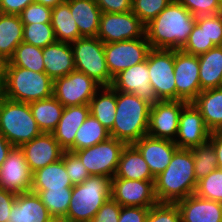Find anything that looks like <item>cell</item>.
Masks as SVG:
<instances>
[{"mask_svg":"<svg viewBox=\"0 0 222 222\" xmlns=\"http://www.w3.org/2000/svg\"><path fill=\"white\" fill-rule=\"evenodd\" d=\"M182 222H222V203L195 194L176 202Z\"/></svg>","mask_w":222,"mask_h":222,"instance_id":"44dd1931","label":"cell"},{"mask_svg":"<svg viewBox=\"0 0 222 222\" xmlns=\"http://www.w3.org/2000/svg\"><path fill=\"white\" fill-rule=\"evenodd\" d=\"M44 72L52 79L64 77L75 70L70 43L56 41L43 48Z\"/></svg>","mask_w":222,"mask_h":222,"instance_id":"603a6c76","label":"cell"},{"mask_svg":"<svg viewBox=\"0 0 222 222\" xmlns=\"http://www.w3.org/2000/svg\"><path fill=\"white\" fill-rule=\"evenodd\" d=\"M133 145L148 164L153 177L161 174L169 165L178 146L174 141L143 136Z\"/></svg>","mask_w":222,"mask_h":222,"instance_id":"ffe728a7","label":"cell"},{"mask_svg":"<svg viewBox=\"0 0 222 222\" xmlns=\"http://www.w3.org/2000/svg\"><path fill=\"white\" fill-rule=\"evenodd\" d=\"M112 178L90 175L72 188L67 218L70 222H90L101 206L111 198Z\"/></svg>","mask_w":222,"mask_h":222,"instance_id":"5b68a950","label":"cell"},{"mask_svg":"<svg viewBox=\"0 0 222 222\" xmlns=\"http://www.w3.org/2000/svg\"><path fill=\"white\" fill-rule=\"evenodd\" d=\"M101 12L125 13L132 10V0H95Z\"/></svg>","mask_w":222,"mask_h":222,"instance_id":"681fc988","label":"cell"},{"mask_svg":"<svg viewBox=\"0 0 222 222\" xmlns=\"http://www.w3.org/2000/svg\"><path fill=\"white\" fill-rule=\"evenodd\" d=\"M194 159V172L196 180L206 177L218 169L217 156L210 141L191 148Z\"/></svg>","mask_w":222,"mask_h":222,"instance_id":"8d00e7d4","label":"cell"},{"mask_svg":"<svg viewBox=\"0 0 222 222\" xmlns=\"http://www.w3.org/2000/svg\"><path fill=\"white\" fill-rule=\"evenodd\" d=\"M63 158L33 172L31 190L73 188Z\"/></svg>","mask_w":222,"mask_h":222,"instance_id":"f546056e","label":"cell"},{"mask_svg":"<svg viewBox=\"0 0 222 222\" xmlns=\"http://www.w3.org/2000/svg\"><path fill=\"white\" fill-rule=\"evenodd\" d=\"M151 105L132 93L116 91V115L110 137L133 144L147 135Z\"/></svg>","mask_w":222,"mask_h":222,"instance_id":"3957f363","label":"cell"},{"mask_svg":"<svg viewBox=\"0 0 222 222\" xmlns=\"http://www.w3.org/2000/svg\"><path fill=\"white\" fill-rule=\"evenodd\" d=\"M89 114V104L64 107L61 119L52 134L65 151L74 144L76 132Z\"/></svg>","mask_w":222,"mask_h":222,"instance_id":"cb8c5ba5","label":"cell"},{"mask_svg":"<svg viewBox=\"0 0 222 222\" xmlns=\"http://www.w3.org/2000/svg\"><path fill=\"white\" fill-rule=\"evenodd\" d=\"M52 8L33 2L29 4L19 17L23 24L51 23Z\"/></svg>","mask_w":222,"mask_h":222,"instance_id":"f6af8a7d","label":"cell"},{"mask_svg":"<svg viewBox=\"0 0 222 222\" xmlns=\"http://www.w3.org/2000/svg\"><path fill=\"white\" fill-rule=\"evenodd\" d=\"M111 198L120 206L150 208L158 203L154 181L112 178Z\"/></svg>","mask_w":222,"mask_h":222,"instance_id":"2e32d148","label":"cell"},{"mask_svg":"<svg viewBox=\"0 0 222 222\" xmlns=\"http://www.w3.org/2000/svg\"><path fill=\"white\" fill-rule=\"evenodd\" d=\"M144 36L145 24L132 10L125 13H101L97 38L104 44L137 39Z\"/></svg>","mask_w":222,"mask_h":222,"instance_id":"7c38bea8","label":"cell"},{"mask_svg":"<svg viewBox=\"0 0 222 222\" xmlns=\"http://www.w3.org/2000/svg\"><path fill=\"white\" fill-rule=\"evenodd\" d=\"M188 102L183 100L158 101L151 106L147 135L153 138L175 141L179 116Z\"/></svg>","mask_w":222,"mask_h":222,"instance_id":"4fadbf2b","label":"cell"},{"mask_svg":"<svg viewBox=\"0 0 222 222\" xmlns=\"http://www.w3.org/2000/svg\"><path fill=\"white\" fill-rule=\"evenodd\" d=\"M20 148L32 173L59 161L65 151L52 133H42Z\"/></svg>","mask_w":222,"mask_h":222,"instance_id":"d6986e66","label":"cell"},{"mask_svg":"<svg viewBox=\"0 0 222 222\" xmlns=\"http://www.w3.org/2000/svg\"><path fill=\"white\" fill-rule=\"evenodd\" d=\"M89 107L90 114L110 131L116 115V90L112 86H101L90 100Z\"/></svg>","mask_w":222,"mask_h":222,"instance_id":"4dcf8cb0","label":"cell"},{"mask_svg":"<svg viewBox=\"0 0 222 222\" xmlns=\"http://www.w3.org/2000/svg\"><path fill=\"white\" fill-rule=\"evenodd\" d=\"M49 222H70L65 217H52Z\"/></svg>","mask_w":222,"mask_h":222,"instance_id":"9f6ffc18","label":"cell"},{"mask_svg":"<svg viewBox=\"0 0 222 222\" xmlns=\"http://www.w3.org/2000/svg\"><path fill=\"white\" fill-rule=\"evenodd\" d=\"M8 222H49L52 216L34 192L18 194L8 215Z\"/></svg>","mask_w":222,"mask_h":222,"instance_id":"7402d4cb","label":"cell"},{"mask_svg":"<svg viewBox=\"0 0 222 222\" xmlns=\"http://www.w3.org/2000/svg\"><path fill=\"white\" fill-rule=\"evenodd\" d=\"M2 80H3V79H0V99H1L2 96H3Z\"/></svg>","mask_w":222,"mask_h":222,"instance_id":"680465c9","label":"cell"},{"mask_svg":"<svg viewBox=\"0 0 222 222\" xmlns=\"http://www.w3.org/2000/svg\"><path fill=\"white\" fill-rule=\"evenodd\" d=\"M0 134L14 147H20L42 134L29 103L0 99Z\"/></svg>","mask_w":222,"mask_h":222,"instance_id":"8992f818","label":"cell"},{"mask_svg":"<svg viewBox=\"0 0 222 222\" xmlns=\"http://www.w3.org/2000/svg\"><path fill=\"white\" fill-rule=\"evenodd\" d=\"M192 103L211 132L222 128V87L201 91Z\"/></svg>","mask_w":222,"mask_h":222,"instance_id":"484cf974","label":"cell"},{"mask_svg":"<svg viewBox=\"0 0 222 222\" xmlns=\"http://www.w3.org/2000/svg\"><path fill=\"white\" fill-rule=\"evenodd\" d=\"M32 175L20 147H13L0 167V188L15 195L31 192Z\"/></svg>","mask_w":222,"mask_h":222,"instance_id":"9a60e30c","label":"cell"},{"mask_svg":"<svg viewBox=\"0 0 222 222\" xmlns=\"http://www.w3.org/2000/svg\"><path fill=\"white\" fill-rule=\"evenodd\" d=\"M56 41L51 23L23 24V42L44 48Z\"/></svg>","mask_w":222,"mask_h":222,"instance_id":"f35d334b","label":"cell"},{"mask_svg":"<svg viewBox=\"0 0 222 222\" xmlns=\"http://www.w3.org/2000/svg\"><path fill=\"white\" fill-rule=\"evenodd\" d=\"M176 100L192 102L201 92L198 56L174 50Z\"/></svg>","mask_w":222,"mask_h":222,"instance_id":"5bb4252c","label":"cell"},{"mask_svg":"<svg viewBox=\"0 0 222 222\" xmlns=\"http://www.w3.org/2000/svg\"><path fill=\"white\" fill-rule=\"evenodd\" d=\"M121 206L112 198L108 199L90 222H118Z\"/></svg>","mask_w":222,"mask_h":222,"instance_id":"bcb514c9","label":"cell"},{"mask_svg":"<svg viewBox=\"0 0 222 222\" xmlns=\"http://www.w3.org/2000/svg\"><path fill=\"white\" fill-rule=\"evenodd\" d=\"M51 25L59 42L71 44L82 37L70 12L69 0L52 8Z\"/></svg>","mask_w":222,"mask_h":222,"instance_id":"1f68e13d","label":"cell"},{"mask_svg":"<svg viewBox=\"0 0 222 222\" xmlns=\"http://www.w3.org/2000/svg\"><path fill=\"white\" fill-rule=\"evenodd\" d=\"M116 91L132 93L151 106L160 101L151 86L147 59L121 71L111 85Z\"/></svg>","mask_w":222,"mask_h":222,"instance_id":"e0dca14e","label":"cell"},{"mask_svg":"<svg viewBox=\"0 0 222 222\" xmlns=\"http://www.w3.org/2000/svg\"><path fill=\"white\" fill-rule=\"evenodd\" d=\"M3 66L4 62L0 59V79H3Z\"/></svg>","mask_w":222,"mask_h":222,"instance_id":"6f0895ef","label":"cell"},{"mask_svg":"<svg viewBox=\"0 0 222 222\" xmlns=\"http://www.w3.org/2000/svg\"><path fill=\"white\" fill-rule=\"evenodd\" d=\"M211 131L205 125L200 111L188 102L179 116L178 133L175 143L178 148L191 149L209 141Z\"/></svg>","mask_w":222,"mask_h":222,"instance_id":"ac0fdd59","label":"cell"},{"mask_svg":"<svg viewBox=\"0 0 222 222\" xmlns=\"http://www.w3.org/2000/svg\"><path fill=\"white\" fill-rule=\"evenodd\" d=\"M195 17L222 13V0H176Z\"/></svg>","mask_w":222,"mask_h":222,"instance_id":"ee69618b","label":"cell"},{"mask_svg":"<svg viewBox=\"0 0 222 222\" xmlns=\"http://www.w3.org/2000/svg\"><path fill=\"white\" fill-rule=\"evenodd\" d=\"M3 97L31 103L53 96V80L45 72H34L22 67L4 64Z\"/></svg>","mask_w":222,"mask_h":222,"instance_id":"277c9868","label":"cell"},{"mask_svg":"<svg viewBox=\"0 0 222 222\" xmlns=\"http://www.w3.org/2000/svg\"><path fill=\"white\" fill-rule=\"evenodd\" d=\"M23 42V23L19 15H0V59L5 63Z\"/></svg>","mask_w":222,"mask_h":222,"instance_id":"f1b7e54d","label":"cell"},{"mask_svg":"<svg viewBox=\"0 0 222 222\" xmlns=\"http://www.w3.org/2000/svg\"><path fill=\"white\" fill-rule=\"evenodd\" d=\"M195 22L196 17L173 0L145 25V35L151 49L178 50L187 42Z\"/></svg>","mask_w":222,"mask_h":222,"instance_id":"6da1fadb","label":"cell"},{"mask_svg":"<svg viewBox=\"0 0 222 222\" xmlns=\"http://www.w3.org/2000/svg\"><path fill=\"white\" fill-rule=\"evenodd\" d=\"M150 83L160 101L176 100L174 50L151 49L147 55Z\"/></svg>","mask_w":222,"mask_h":222,"instance_id":"9c48e42d","label":"cell"},{"mask_svg":"<svg viewBox=\"0 0 222 222\" xmlns=\"http://www.w3.org/2000/svg\"><path fill=\"white\" fill-rule=\"evenodd\" d=\"M215 47L211 40H208L206 34V16L196 17L195 25L189 34L188 40L181 48L182 51L199 56Z\"/></svg>","mask_w":222,"mask_h":222,"instance_id":"74e56055","label":"cell"},{"mask_svg":"<svg viewBox=\"0 0 222 222\" xmlns=\"http://www.w3.org/2000/svg\"><path fill=\"white\" fill-rule=\"evenodd\" d=\"M209 141L217 156L218 169H222V135L218 132H211Z\"/></svg>","mask_w":222,"mask_h":222,"instance_id":"f5cc1de1","label":"cell"},{"mask_svg":"<svg viewBox=\"0 0 222 222\" xmlns=\"http://www.w3.org/2000/svg\"><path fill=\"white\" fill-rule=\"evenodd\" d=\"M100 87L83 72L74 70L53 80V96L64 107L87 105Z\"/></svg>","mask_w":222,"mask_h":222,"instance_id":"30bf717a","label":"cell"},{"mask_svg":"<svg viewBox=\"0 0 222 222\" xmlns=\"http://www.w3.org/2000/svg\"><path fill=\"white\" fill-rule=\"evenodd\" d=\"M14 146L0 134V167Z\"/></svg>","mask_w":222,"mask_h":222,"instance_id":"db71d44e","label":"cell"},{"mask_svg":"<svg viewBox=\"0 0 222 222\" xmlns=\"http://www.w3.org/2000/svg\"><path fill=\"white\" fill-rule=\"evenodd\" d=\"M150 50L146 35L137 39L105 43L104 53L110 76L114 78L121 71L145 61Z\"/></svg>","mask_w":222,"mask_h":222,"instance_id":"8fae6325","label":"cell"},{"mask_svg":"<svg viewBox=\"0 0 222 222\" xmlns=\"http://www.w3.org/2000/svg\"><path fill=\"white\" fill-rule=\"evenodd\" d=\"M206 34L215 46H222V13L206 16Z\"/></svg>","mask_w":222,"mask_h":222,"instance_id":"7dc6e473","label":"cell"},{"mask_svg":"<svg viewBox=\"0 0 222 222\" xmlns=\"http://www.w3.org/2000/svg\"><path fill=\"white\" fill-rule=\"evenodd\" d=\"M125 145V142L110 137L74 153L81 159L90 175L113 178Z\"/></svg>","mask_w":222,"mask_h":222,"instance_id":"ba28073f","label":"cell"},{"mask_svg":"<svg viewBox=\"0 0 222 222\" xmlns=\"http://www.w3.org/2000/svg\"><path fill=\"white\" fill-rule=\"evenodd\" d=\"M173 0H132V12L146 25Z\"/></svg>","mask_w":222,"mask_h":222,"instance_id":"60d3db41","label":"cell"},{"mask_svg":"<svg viewBox=\"0 0 222 222\" xmlns=\"http://www.w3.org/2000/svg\"><path fill=\"white\" fill-rule=\"evenodd\" d=\"M70 12L82 37H97L101 10L95 0H71Z\"/></svg>","mask_w":222,"mask_h":222,"instance_id":"4316f807","label":"cell"},{"mask_svg":"<svg viewBox=\"0 0 222 222\" xmlns=\"http://www.w3.org/2000/svg\"><path fill=\"white\" fill-rule=\"evenodd\" d=\"M195 195L222 203V169H216L197 181Z\"/></svg>","mask_w":222,"mask_h":222,"instance_id":"ab89813d","label":"cell"},{"mask_svg":"<svg viewBox=\"0 0 222 222\" xmlns=\"http://www.w3.org/2000/svg\"><path fill=\"white\" fill-rule=\"evenodd\" d=\"M113 178L155 181L148 164L133 144H126L122 150Z\"/></svg>","mask_w":222,"mask_h":222,"instance_id":"d4e9b609","label":"cell"},{"mask_svg":"<svg viewBox=\"0 0 222 222\" xmlns=\"http://www.w3.org/2000/svg\"><path fill=\"white\" fill-rule=\"evenodd\" d=\"M218 133H220L222 135V128L218 131Z\"/></svg>","mask_w":222,"mask_h":222,"instance_id":"91938a15","label":"cell"},{"mask_svg":"<svg viewBox=\"0 0 222 222\" xmlns=\"http://www.w3.org/2000/svg\"><path fill=\"white\" fill-rule=\"evenodd\" d=\"M196 186L192 151L178 148L167 168L155 177L154 192L158 203H176L193 195Z\"/></svg>","mask_w":222,"mask_h":222,"instance_id":"7a4b0ae2","label":"cell"},{"mask_svg":"<svg viewBox=\"0 0 222 222\" xmlns=\"http://www.w3.org/2000/svg\"><path fill=\"white\" fill-rule=\"evenodd\" d=\"M201 91L222 87V46L198 56Z\"/></svg>","mask_w":222,"mask_h":222,"instance_id":"83f0119b","label":"cell"},{"mask_svg":"<svg viewBox=\"0 0 222 222\" xmlns=\"http://www.w3.org/2000/svg\"><path fill=\"white\" fill-rule=\"evenodd\" d=\"M63 163L73 185L81 184L90 174L81 159L71 151H64Z\"/></svg>","mask_w":222,"mask_h":222,"instance_id":"b9f144b4","label":"cell"},{"mask_svg":"<svg viewBox=\"0 0 222 222\" xmlns=\"http://www.w3.org/2000/svg\"><path fill=\"white\" fill-rule=\"evenodd\" d=\"M42 133H52L61 119L64 106L54 97L29 103Z\"/></svg>","mask_w":222,"mask_h":222,"instance_id":"d6a6232c","label":"cell"},{"mask_svg":"<svg viewBox=\"0 0 222 222\" xmlns=\"http://www.w3.org/2000/svg\"><path fill=\"white\" fill-rule=\"evenodd\" d=\"M34 0H0V9L3 14L19 15Z\"/></svg>","mask_w":222,"mask_h":222,"instance_id":"f907efd6","label":"cell"},{"mask_svg":"<svg viewBox=\"0 0 222 222\" xmlns=\"http://www.w3.org/2000/svg\"><path fill=\"white\" fill-rule=\"evenodd\" d=\"M67 0H34L36 3H40L42 5L54 8L55 6L59 5L60 3H63Z\"/></svg>","mask_w":222,"mask_h":222,"instance_id":"11a10c76","label":"cell"},{"mask_svg":"<svg viewBox=\"0 0 222 222\" xmlns=\"http://www.w3.org/2000/svg\"><path fill=\"white\" fill-rule=\"evenodd\" d=\"M4 64H12L34 72H44L43 48L22 42L16 47L9 61Z\"/></svg>","mask_w":222,"mask_h":222,"instance_id":"e575fe53","label":"cell"},{"mask_svg":"<svg viewBox=\"0 0 222 222\" xmlns=\"http://www.w3.org/2000/svg\"><path fill=\"white\" fill-rule=\"evenodd\" d=\"M17 195L0 188V222H8V215Z\"/></svg>","mask_w":222,"mask_h":222,"instance_id":"816d5d0a","label":"cell"},{"mask_svg":"<svg viewBox=\"0 0 222 222\" xmlns=\"http://www.w3.org/2000/svg\"><path fill=\"white\" fill-rule=\"evenodd\" d=\"M37 193L52 217H66L72 188L31 190Z\"/></svg>","mask_w":222,"mask_h":222,"instance_id":"d590c367","label":"cell"},{"mask_svg":"<svg viewBox=\"0 0 222 222\" xmlns=\"http://www.w3.org/2000/svg\"><path fill=\"white\" fill-rule=\"evenodd\" d=\"M75 70L83 72L100 86H111L104 53V43L97 37H81L71 43Z\"/></svg>","mask_w":222,"mask_h":222,"instance_id":"52a82bcc","label":"cell"},{"mask_svg":"<svg viewBox=\"0 0 222 222\" xmlns=\"http://www.w3.org/2000/svg\"><path fill=\"white\" fill-rule=\"evenodd\" d=\"M146 222H182L176 203H157L150 207Z\"/></svg>","mask_w":222,"mask_h":222,"instance_id":"7bdbcfd3","label":"cell"},{"mask_svg":"<svg viewBox=\"0 0 222 222\" xmlns=\"http://www.w3.org/2000/svg\"><path fill=\"white\" fill-rule=\"evenodd\" d=\"M150 208L121 206L118 222H146Z\"/></svg>","mask_w":222,"mask_h":222,"instance_id":"c3c4849f","label":"cell"},{"mask_svg":"<svg viewBox=\"0 0 222 222\" xmlns=\"http://www.w3.org/2000/svg\"><path fill=\"white\" fill-rule=\"evenodd\" d=\"M110 138V133L94 116L89 114L76 132L74 144L67 151H77L94 146Z\"/></svg>","mask_w":222,"mask_h":222,"instance_id":"836d02e7","label":"cell"}]
</instances>
